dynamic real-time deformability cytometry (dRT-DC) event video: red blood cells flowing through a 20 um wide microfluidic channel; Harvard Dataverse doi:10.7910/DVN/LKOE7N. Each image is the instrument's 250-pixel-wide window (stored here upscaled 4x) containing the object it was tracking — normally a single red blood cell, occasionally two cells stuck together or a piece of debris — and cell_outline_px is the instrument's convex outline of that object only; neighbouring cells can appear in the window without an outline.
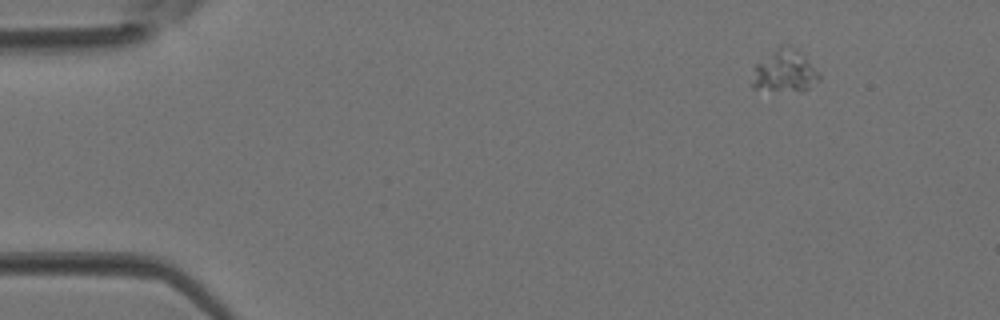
{"species": "Egyptian fruit bat (a non-hibernating species)", "species_latin": "Rousettus aegyptiacus", "temperature_condition": "room temperature", "stored_images_in_passage": 3, "camera_frame_rate_fps": 3000, "um_per_image_px": 0.085, "animal": {"sex": "female"}, "frame": {"image": 1, "passage_image": 1, "time_ms": 0.0, "image_size_px": [1000, 320], "cell_outline_px": [[820, 80], [804, 92], [752, 88], [752, 68], [756, 64], [780, 44], [788, 44], [796, 48], [820, 72]], "centroid_in_image_um": [66.71, 6.03], "position_along_channel_um": 18.3, "area_um2": 16.88}}
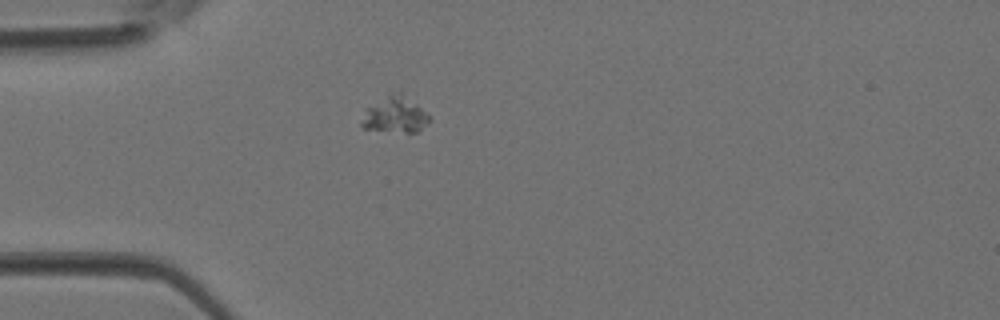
{"frame": {"image": 2, "passage_image": 3, "time_ms": 0.667, "image_size_px": [1000, 320], "cell_outline_px": [[432, 120], [416, 132], [404, 132], [364, 128], [360, 124], [364, 108], [392, 92], [400, 92], [416, 104]], "centroid_in_image_um": [33.53, 9.74], "position_along_channel_um": 51.5, "area_um2": 14.05}}